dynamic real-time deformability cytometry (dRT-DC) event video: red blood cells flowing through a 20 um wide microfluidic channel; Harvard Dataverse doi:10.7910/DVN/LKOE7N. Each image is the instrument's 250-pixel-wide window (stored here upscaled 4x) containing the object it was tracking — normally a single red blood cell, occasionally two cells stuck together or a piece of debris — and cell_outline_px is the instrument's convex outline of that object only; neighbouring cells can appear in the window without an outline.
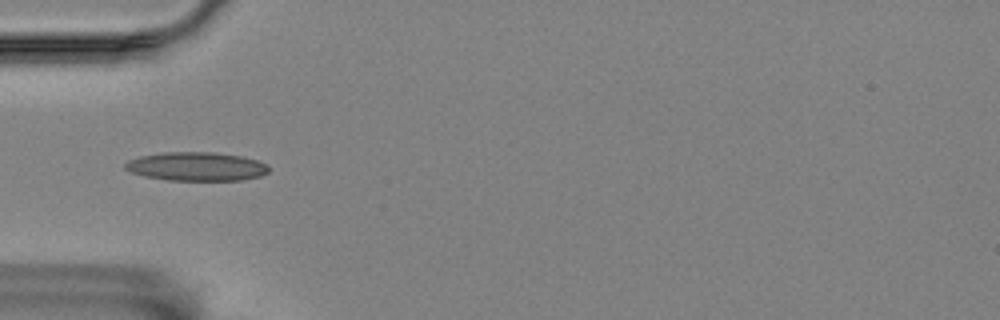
{"species": "Egyptian fruit bat (a non-hibernating species)", "species_latin": "Rousettus aegyptiacus", "temperature_condition": "room temperature", "stored_images_in_passage": 40, "camera_frame_rate_fps": 3000, "um_per_image_px": 0.085, "animal": {"sex": "female"}, "frame": {"image": 1, "passage_image": 1, "time_ms": 0.0, "image_size_px": [1000, 320], "cell_outline_px": [[268, 172], [260, 176], [240, 180], [168, 180], [144, 176], [132, 172], [124, 168], [124, 164], [128, 160], [140, 156], [164, 152], [212, 152], [240, 156], [256, 160], [268, 164]], "centroid_in_image_um": [16.68, 14.15], "position_along_channel_um": 68.3, "area_um2": 23.93}}
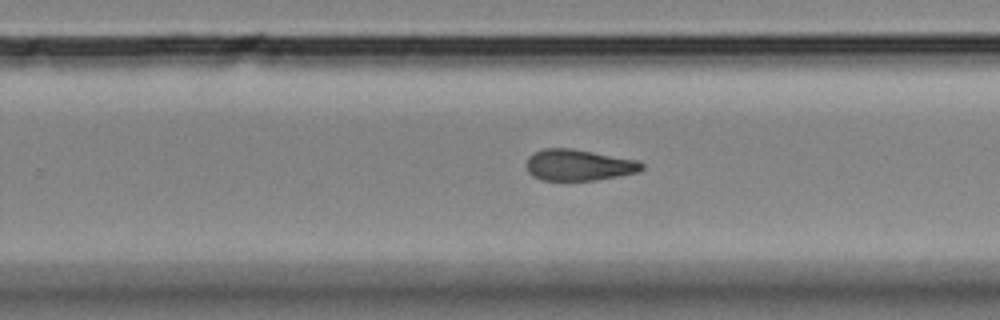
{"frame": {"image": 2, "passage_image": 19, "time_ms": 6.0, "image_size_px": [1000, 320], "cell_outline_px": [[644, 168], [640, 172], [592, 180], [544, 180], [532, 176], [528, 172], [524, 164], [528, 156], [544, 148], [572, 148], [636, 160], [644, 164]], "centroid_in_image_um": [49.15, 14.02], "position_along_channel_um": 280.7, "area_um2": 20.98}}
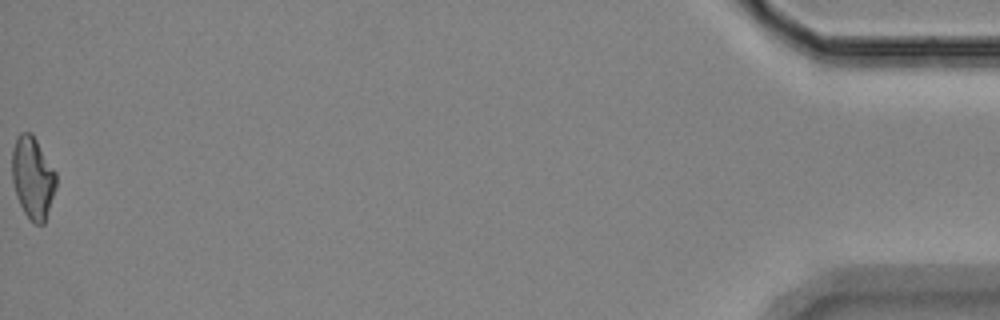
{"frame": {"image": 3, "passage_image": 40, "time_ms": 13.0, "image_size_px": [1000, 320], "cell_outline_px": [[56, 188], [44, 224], [32, 224], [24, 212], [16, 196], [12, 180], [12, 148], [16, 136], [20, 132], [32, 132], [56, 172]], "centroid_in_image_um": [2.77, 15.09], "position_along_channel_um": 432.4, "area_um2": 21.33}, "authors_computed_cell_mechanics": {"area_um2": 21.3282, "velocity_mm_per_s": 3.5363, "shape_relaxation_time_tau1_ms": null, "shape_relaxation_time_tau2_ms": 3.3595, "deformation_change_tau1": null, "deformation_change_tau2": 0.1146}}